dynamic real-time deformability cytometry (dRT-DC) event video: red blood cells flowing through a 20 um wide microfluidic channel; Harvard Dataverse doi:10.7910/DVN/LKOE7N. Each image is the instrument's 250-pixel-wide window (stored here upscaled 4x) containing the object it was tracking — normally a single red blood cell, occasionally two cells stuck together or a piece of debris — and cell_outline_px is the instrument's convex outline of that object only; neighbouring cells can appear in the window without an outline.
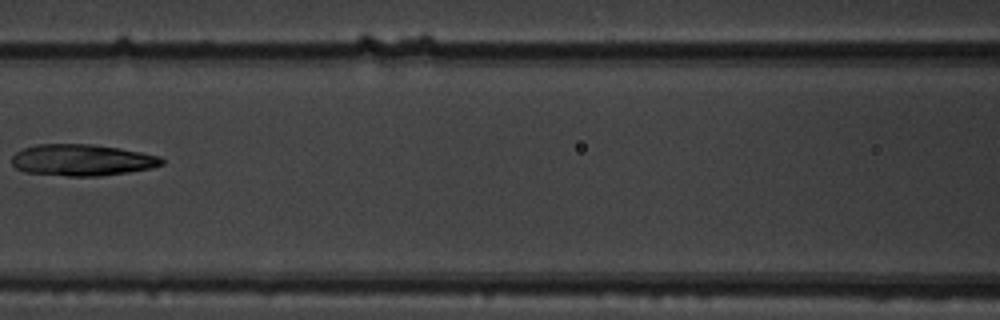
{"species": "common noctule bat (a hibernating species)", "species_latin": "Nyctalus noctula", "temperature_condition": "warm", "stored_images_in_passage": 6, "camera_frame_rate_fps": 3000, "um_per_image_px": 0.085, "animal": {"sex": "male", "body_mass_g": 19.5, "forearm_length_mm": 54.6}, "frame": {"image": 1, "passage_image": 6, "time_ms": 1.667, "image_size_px": [1000, 320], "cell_outline_px": [[164, 164], [152, 168], [128, 172], [100, 176], [68, 176], [24, 172], [16, 168], [12, 164], [12, 156], [16, 152], [24, 148], [36, 144], [92, 144], [120, 148], [160, 156], [164, 160]], "centroid_in_image_um": [6.98, 13.6], "position_along_channel_um": 159.6, "area_um2": 27.63}}